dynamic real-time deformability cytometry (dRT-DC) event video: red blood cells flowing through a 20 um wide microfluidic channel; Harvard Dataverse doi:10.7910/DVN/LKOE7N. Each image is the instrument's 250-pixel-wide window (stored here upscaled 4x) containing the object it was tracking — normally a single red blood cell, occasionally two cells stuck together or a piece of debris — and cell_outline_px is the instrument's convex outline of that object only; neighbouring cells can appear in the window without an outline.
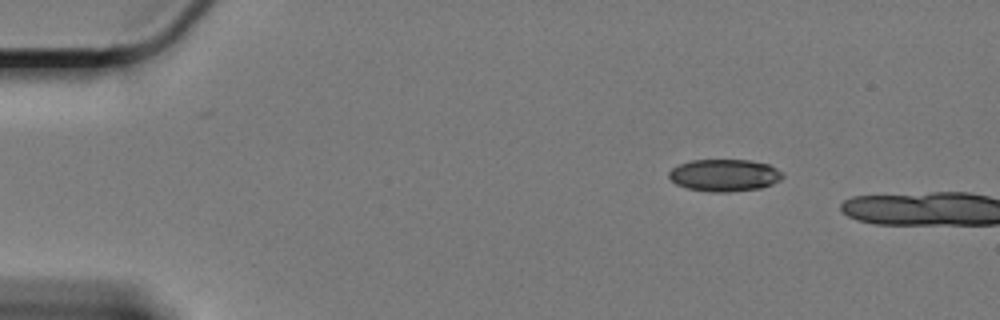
{"species": "Egyptian fruit bat (a non-hibernating species)", "species_latin": "Rousettus aegyptiacus", "temperature_condition": "cold", "stored_images_in_passage": 4, "camera_frame_rate_fps": 3000, "um_per_image_px": 0.085, "animal": {"sex": "female"}, "frame": {"image": 1, "passage_image": 1, "time_ms": 0.0, "image_size_px": [1000, 320], "cell_outline_px": [[784, 176], [780, 180], [772, 184], [760, 188], [728, 192], [712, 192], [688, 188], [676, 184], [668, 176], [668, 172], [672, 168], [680, 164], [692, 160], [748, 160], [768, 164], [784, 172]], "centroid_in_image_um": [61.59, 14.89], "position_along_channel_um": 23.4, "area_um2": 21.27}}